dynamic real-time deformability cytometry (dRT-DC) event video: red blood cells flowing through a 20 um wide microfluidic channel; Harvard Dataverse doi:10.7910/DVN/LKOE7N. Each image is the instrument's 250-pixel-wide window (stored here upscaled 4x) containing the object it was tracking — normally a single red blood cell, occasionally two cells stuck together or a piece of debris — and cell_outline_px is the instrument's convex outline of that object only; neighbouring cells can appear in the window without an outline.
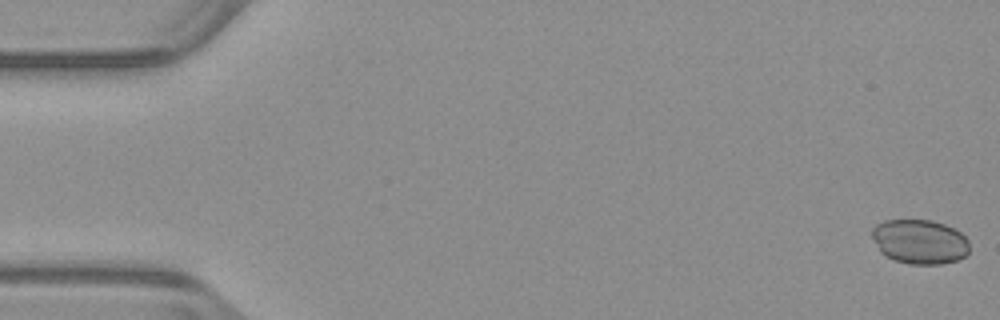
{"species": "common noctule bat (a hibernating species)", "species_latin": "Nyctalus noctula", "temperature_condition": "warm", "stored_images_in_passage": 53, "camera_frame_rate_fps": 3000, "um_per_image_px": 0.085, "animal": {"sex": "male", "body_mass_g": 23.1, "forearm_length_mm": 52.7}, "frame": {"image": 1, "passage_image": 1, "time_ms": 0.0, "image_size_px": [1000, 320], "cell_outline_px": [[968, 252], [964, 256], [956, 260], [940, 264], [912, 264], [896, 260], [880, 252], [872, 236], [872, 228], [876, 224], [884, 220], [932, 220], [944, 224], [960, 232], [968, 240]], "centroid_in_image_um": [78.16, 20.53], "position_along_channel_um": 6.8, "area_um2": 25.03}}
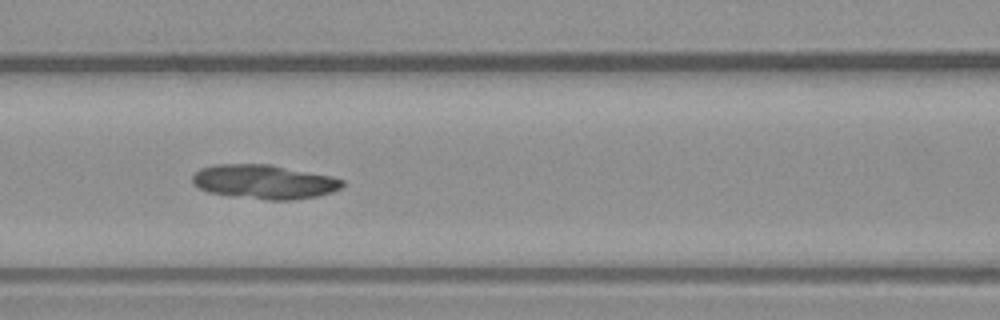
{"frame": {"image": 2, "passage_image": 23, "time_ms": 7.333, "image_size_px": [1000, 320], "cell_outline_px": [[344, 184], [340, 188], [332, 192], [316, 196], [296, 200], [268, 200], [236, 196], [208, 192], [192, 184], [192, 176], [200, 168], [216, 164], [272, 164], [332, 176], [344, 180]], "centroid_in_image_um": [22.47, 15.44], "position_along_channel_um": 144.1, "area_um2": 30.0}}
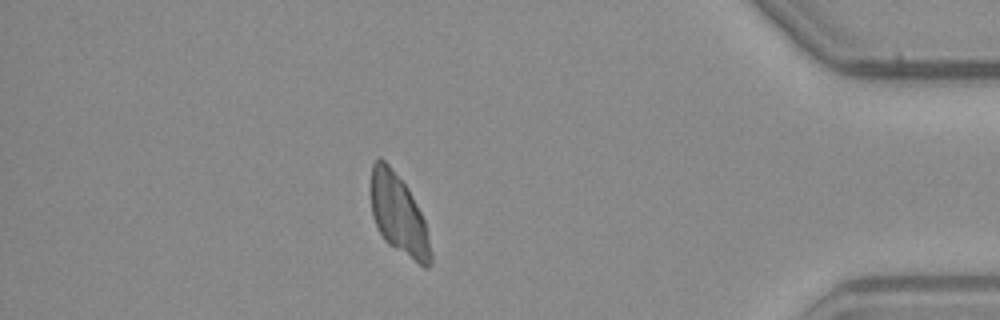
{"frame": {"image": 3, "passage_image": 46, "time_ms": 15.0, "image_size_px": [1000, 320], "cell_outline_px": [[432, 264], [428, 268], [424, 268], [388, 244], [384, 240], [372, 216], [372, 164], [380, 156], [388, 164], [408, 188], [424, 220], [432, 256]], "centroid_in_image_um": [33.89, 18.29], "position_along_channel_um": 401.3, "area_um2": 27.51}, "authors_computed_cell_mechanics": {"area_um2": 28.9, "velocity_mm_per_s": 3.9422, "shape_relaxation_time_tau1_ms": 0.1618, "shape_relaxation_time_tau2_ms": null, "deformation_change_tau1": 0.0049, "deformation_change_tau2": null}}